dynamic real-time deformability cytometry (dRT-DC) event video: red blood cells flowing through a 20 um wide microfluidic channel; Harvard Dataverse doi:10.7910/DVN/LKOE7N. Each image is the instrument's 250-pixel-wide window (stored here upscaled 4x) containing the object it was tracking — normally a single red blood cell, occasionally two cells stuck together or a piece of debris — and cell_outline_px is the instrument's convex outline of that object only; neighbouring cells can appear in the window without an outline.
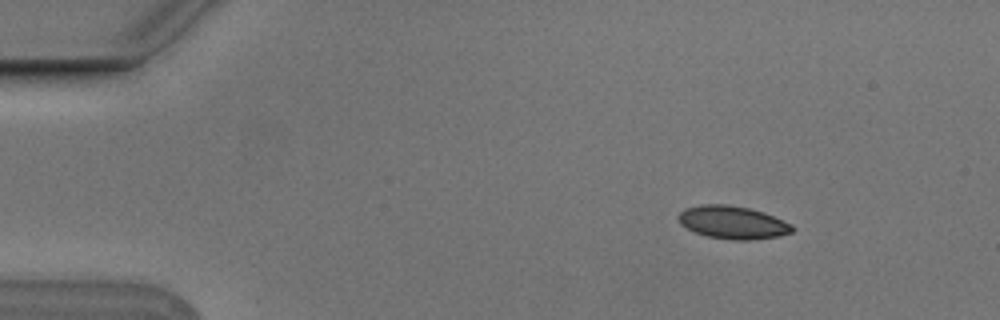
{"species": "Egyptian fruit bat (a non-hibernating species)", "species_latin": "Rousettus aegyptiacus", "temperature_condition": "cold", "stored_images_in_passage": 9, "camera_frame_rate_fps": 3000, "um_per_image_px": 0.085, "animal": {"sex": "male"}, "frame": {"image": 1, "passage_image": 3, "time_ms": 0.667, "image_size_px": [1000, 320], "cell_outline_px": [[796, 228], [792, 232], [780, 236], [748, 240], [732, 240], [708, 236], [696, 232], [680, 224], [676, 216], [684, 208], [700, 204], [724, 204], [748, 208], [764, 212], [792, 224]], "centroid_in_image_um": [62.28, 18.9], "position_along_channel_um": 22.7, "area_um2": 21.91}}
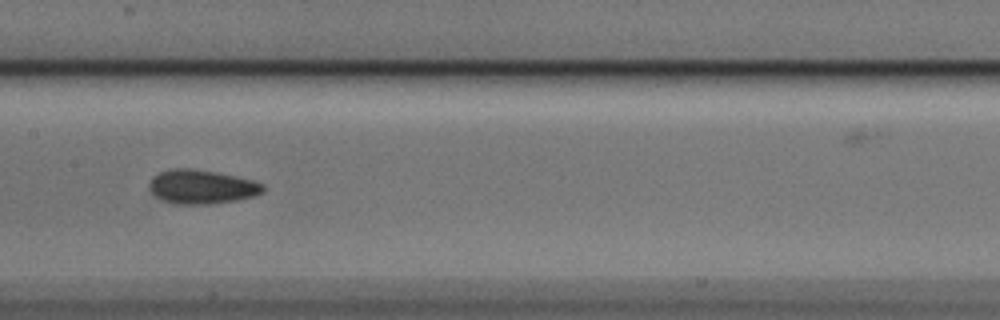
{"frame": {"image": 2, "passage_image": 8, "time_ms": 2.333, "image_size_px": [1000, 320], "cell_outline_px": [[264, 192], [252, 196], [236, 200], [208, 204], [168, 204], [160, 200], [148, 188], [148, 184], [152, 176], [160, 172], [176, 168], [188, 168], [216, 172], [236, 176], [252, 180], [264, 184]], "centroid_in_image_um": [17.1, 15.89], "position_along_channel_um": 190.3, "area_um2": 22.66}}
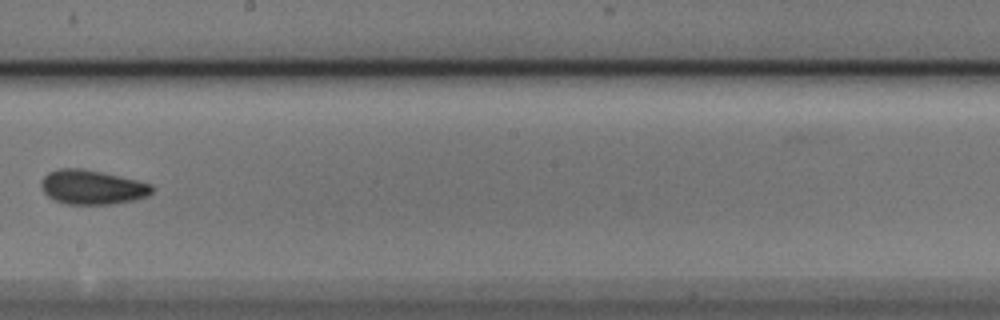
{"frame": {"image": 3, "passage_image": 9, "time_ms": 2.667, "image_size_px": [1000, 320], "cell_outline_px": [[152, 192], [148, 196], [132, 200], [112, 204], [68, 204], [56, 200], [48, 196], [44, 192], [40, 184], [40, 180], [48, 172], [60, 168], [80, 168], [120, 176], [152, 184]], "centroid_in_image_um": [7.81, 15.9], "position_along_channel_um": 240.4, "area_um2": 22.02}}